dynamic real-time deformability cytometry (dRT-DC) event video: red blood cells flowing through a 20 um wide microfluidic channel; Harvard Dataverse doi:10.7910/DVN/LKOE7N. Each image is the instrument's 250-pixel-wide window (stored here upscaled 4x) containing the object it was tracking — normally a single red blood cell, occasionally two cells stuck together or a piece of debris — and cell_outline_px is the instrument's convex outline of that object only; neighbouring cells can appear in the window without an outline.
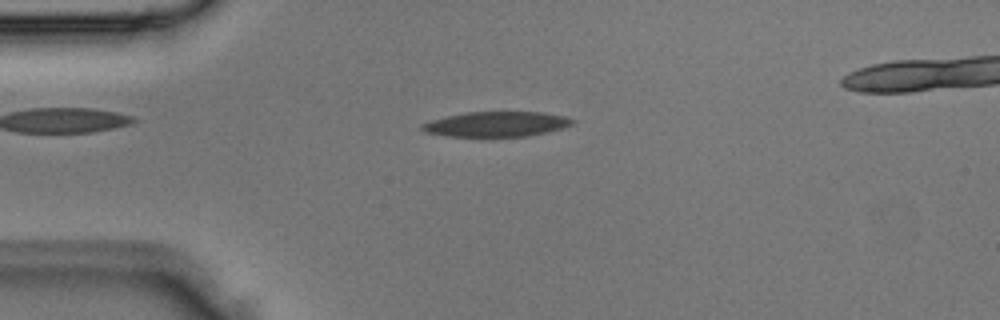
{"species": "Egyptian fruit bat (a non-hibernating species)", "species_latin": "Rousettus aegyptiacus", "temperature_condition": "room temperature", "stored_images_in_passage": 2, "camera_frame_rate_fps": 3000, "um_per_image_px": 0.085, "animal": {"sex": "male"}, "frame": {"image": 1, "passage_image": 2, "time_ms": 0.333, "image_size_px": [1000, 320], "cell_outline_px": [[576, 120], [572, 124], [564, 128], [548, 132], [524, 136], [444, 136], [424, 132], [420, 128], [420, 124], [432, 120], [464, 112], [544, 112], [564, 116]], "centroid_in_image_um": [42.19, 10.55], "position_along_channel_um": 42.8, "area_um2": 21.96}}